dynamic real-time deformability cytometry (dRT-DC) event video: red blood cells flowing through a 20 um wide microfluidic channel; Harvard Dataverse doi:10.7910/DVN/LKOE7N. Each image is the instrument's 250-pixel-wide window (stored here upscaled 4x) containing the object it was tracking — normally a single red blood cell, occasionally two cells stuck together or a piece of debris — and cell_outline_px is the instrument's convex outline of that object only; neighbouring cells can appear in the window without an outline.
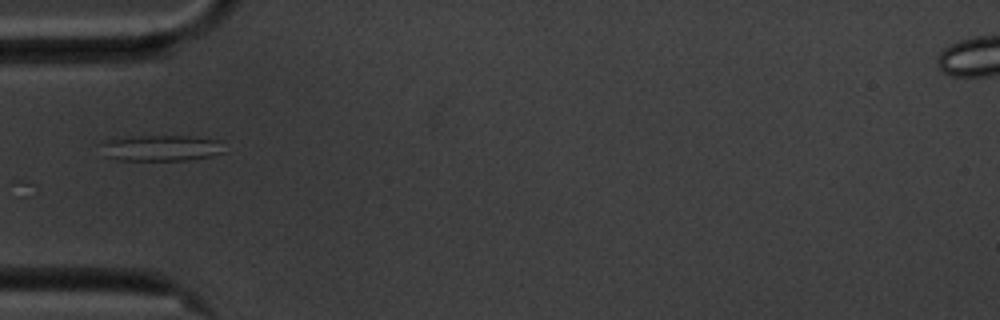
{"species": "common noctule bat (a hibernating species)", "species_latin": "Nyctalus noctula", "temperature_condition": "cold", "stored_images_in_passage": 40, "camera_frame_rate_fps": 3000, "um_per_image_px": 0.085, "animal": {"sex": "male", "body_mass_g": 20.1, "forearm_length_mm": 53.5}, "frame": {"image": 1, "passage_image": 1, "time_ms": 0.0, "image_size_px": [1000, 320], "cell_outline_px": [[224, 152], [212, 156], [188, 160], [116, 160], [104, 156], [100, 144], [104, 140], [132, 136], [192, 136], [220, 140]], "centroid_in_image_um": [13.66, 12.58], "position_along_channel_um": 71.3, "area_um2": 18.9}}